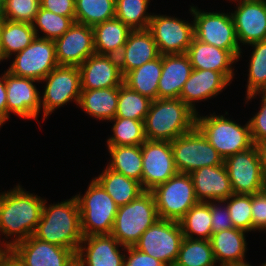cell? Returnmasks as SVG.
Here are the masks:
<instances>
[{
	"mask_svg": "<svg viewBox=\"0 0 266 266\" xmlns=\"http://www.w3.org/2000/svg\"><path fill=\"white\" fill-rule=\"evenodd\" d=\"M44 202L45 199L25 191L20 184L0 193V236L4 235V239L13 237L0 243L10 249L18 242L34 235L41 219Z\"/></svg>",
	"mask_w": 266,
	"mask_h": 266,
	"instance_id": "6da1fadb",
	"label": "cell"
},
{
	"mask_svg": "<svg viewBox=\"0 0 266 266\" xmlns=\"http://www.w3.org/2000/svg\"><path fill=\"white\" fill-rule=\"evenodd\" d=\"M34 236L42 241L69 248L77 253L84 236L81 230L79 206L75 196L70 199L46 204Z\"/></svg>",
	"mask_w": 266,
	"mask_h": 266,
	"instance_id": "7a4b0ae2",
	"label": "cell"
},
{
	"mask_svg": "<svg viewBox=\"0 0 266 266\" xmlns=\"http://www.w3.org/2000/svg\"><path fill=\"white\" fill-rule=\"evenodd\" d=\"M196 126V113L181 99H156L144 121L147 140L173 141Z\"/></svg>",
	"mask_w": 266,
	"mask_h": 266,
	"instance_id": "3957f363",
	"label": "cell"
},
{
	"mask_svg": "<svg viewBox=\"0 0 266 266\" xmlns=\"http://www.w3.org/2000/svg\"><path fill=\"white\" fill-rule=\"evenodd\" d=\"M196 127L217 150L223 160L254 145L249 122L245 125L233 121L224 115L213 114L200 116L196 114Z\"/></svg>",
	"mask_w": 266,
	"mask_h": 266,
	"instance_id": "277c9868",
	"label": "cell"
},
{
	"mask_svg": "<svg viewBox=\"0 0 266 266\" xmlns=\"http://www.w3.org/2000/svg\"><path fill=\"white\" fill-rule=\"evenodd\" d=\"M158 219L154 196L145 190L130 203L118 207L111 235L122 246H134Z\"/></svg>",
	"mask_w": 266,
	"mask_h": 266,
	"instance_id": "5b68a950",
	"label": "cell"
},
{
	"mask_svg": "<svg viewBox=\"0 0 266 266\" xmlns=\"http://www.w3.org/2000/svg\"><path fill=\"white\" fill-rule=\"evenodd\" d=\"M75 198L83 236L111 234L119 206L94 177L84 195Z\"/></svg>",
	"mask_w": 266,
	"mask_h": 266,
	"instance_id": "8992f818",
	"label": "cell"
},
{
	"mask_svg": "<svg viewBox=\"0 0 266 266\" xmlns=\"http://www.w3.org/2000/svg\"><path fill=\"white\" fill-rule=\"evenodd\" d=\"M189 11L194 17V38L229 50L239 61L242 57V49L236 35L234 21L231 13L204 12L197 6H190Z\"/></svg>",
	"mask_w": 266,
	"mask_h": 266,
	"instance_id": "52a82bcc",
	"label": "cell"
},
{
	"mask_svg": "<svg viewBox=\"0 0 266 266\" xmlns=\"http://www.w3.org/2000/svg\"><path fill=\"white\" fill-rule=\"evenodd\" d=\"M159 219L179 221L197 200L190 174L177 173L151 190Z\"/></svg>",
	"mask_w": 266,
	"mask_h": 266,
	"instance_id": "ba28073f",
	"label": "cell"
},
{
	"mask_svg": "<svg viewBox=\"0 0 266 266\" xmlns=\"http://www.w3.org/2000/svg\"><path fill=\"white\" fill-rule=\"evenodd\" d=\"M173 158L179 173L190 174L205 166H218L224 160L195 126L191 131L171 141Z\"/></svg>",
	"mask_w": 266,
	"mask_h": 266,
	"instance_id": "9c48e42d",
	"label": "cell"
},
{
	"mask_svg": "<svg viewBox=\"0 0 266 266\" xmlns=\"http://www.w3.org/2000/svg\"><path fill=\"white\" fill-rule=\"evenodd\" d=\"M40 82H45L40 96L43 121L70 101L77 105L81 94V74L78 66L58 65Z\"/></svg>",
	"mask_w": 266,
	"mask_h": 266,
	"instance_id": "30bf717a",
	"label": "cell"
},
{
	"mask_svg": "<svg viewBox=\"0 0 266 266\" xmlns=\"http://www.w3.org/2000/svg\"><path fill=\"white\" fill-rule=\"evenodd\" d=\"M234 194L252 195L266 188L260 147L253 145L224 159Z\"/></svg>",
	"mask_w": 266,
	"mask_h": 266,
	"instance_id": "8fae6325",
	"label": "cell"
},
{
	"mask_svg": "<svg viewBox=\"0 0 266 266\" xmlns=\"http://www.w3.org/2000/svg\"><path fill=\"white\" fill-rule=\"evenodd\" d=\"M183 238L179 221L158 219L141 235L134 247L167 266H173Z\"/></svg>",
	"mask_w": 266,
	"mask_h": 266,
	"instance_id": "7c38bea8",
	"label": "cell"
},
{
	"mask_svg": "<svg viewBox=\"0 0 266 266\" xmlns=\"http://www.w3.org/2000/svg\"><path fill=\"white\" fill-rule=\"evenodd\" d=\"M57 66L54 40L35 37L29 46L15 54L6 71L40 82Z\"/></svg>",
	"mask_w": 266,
	"mask_h": 266,
	"instance_id": "4fadbf2b",
	"label": "cell"
},
{
	"mask_svg": "<svg viewBox=\"0 0 266 266\" xmlns=\"http://www.w3.org/2000/svg\"><path fill=\"white\" fill-rule=\"evenodd\" d=\"M142 178L141 185L151 191L178 173L170 141L145 140L141 144Z\"/></svg>",
	"mask_w": 266,
	"mask_h": 266,
	"instance_id": "5bb4252c",
	"label": "cell"
},
{
	"mask_svg": "<svg viewBox=\"0 0 266 266\" xmlns=\"http://www.w3.org/2000/svg\"><path fill=\"white\" fill-rule=\"evenodd\" d=\"M175 16L154 15L148 30L152 33L158 52L163 54H185L194 38V22Z\"/></svg>",
	"mask_w": 266,
	"mask_h": 266,
	"instance_id": "9a60e30c",
	"label": "cell"
},
{
	"mask_svg": "<svg viewBox=\"0 0 266 266\" xmlns=\"http://www.w3.org/2000/svg\"><path fill=\"white\" fill-rule=\"evenodd\" d=\"M22 266H74L76 253L65 247L51 244L34 235L9 249Z\"/></svg>",
	"mask_w": 266,
	"mask_h": 266,
	"instance_id": "2e32d148",
	"label": "cell"
},
{
	"mask_svg": "<svg viewBox=\"0 0 266 266\" xmlns=\"http://www.w3.org/2000/svg\"><path fill=\"white\" fill-rule=\"evenodd\" d=\"M7 93V120L14 113L21 119L38 120L41 109L40 92L32 78L17 77L5 71Z\"/></svg>",
	"mask_w": 266,
	"mask_h": 266,
	"instance_id": "e0dca14e",
	"label": "cell"
},
{
	"mask_svg": "<svg viewBox=\"0 0 266 266\" xmlns=\"http://www.w3.org/2000/svg\"><path fill=\"white\" fill-rule=\"evenodd\" d=\"M229 1L237 2L231 15L239 46L266 40V0Z\"/></svg>",
	"mask_w": 266,
	"mask_h": 266,
	"instance_id": "ac0fdd59",
	"label": "cell"
},
{
	"mask_svg": "<svg viewBox=\"0 0 266 266\" xmlns=\"http://www.w3.org/2000/svg\"><path fill=\"white\" fill-rule=\"evenodd\" d=\"M58 65L80 66L95 54L93 27L74 22L59 38L54 40Z\"/></svg>",
	"mask_w": 266,
	"mask_h": 266,
	"instance_id": "d6986e66",
	"label": "cell"
},
{
	"mask_svg": "<svg viewBox=\"0 0 266 266\" xmlns=\"http://www.w3.org/2000/svg\"><path fill=\"white\" fill-rule=\"evenodd\" d=\"M126 247L111 234L84 236L76 253L78 266H124Z\"/></svg>",
	"mask_w": 266,
	"mask_h": 266,
	"instance_id": "ffe728a7",
	"label": "cell"
},
{
	"mask_svg": "<svg viewBox=\"0 0 266 266\" xmlns=\"http://www.w3.org/2000/svg\"><path fill=\"white\" fill-rule=\"evenodd\" d=\"M81 89H103L119 87L123 84L117 56L93 54L80 66Z\"/></svg>",
	"mask_w": 266,
	"mask_h": 266,
	"instance_id": "44dd1931",
	"label": "cell"
},
{
	"mask_svg": "<svg viewBox=\"0 0 266 266\" xmlns=\"http://www.w3.org/2000/svg\"><path fill=\"white\" fill-rule=\"evenodd\" d=\"M190 176L199 202L224 201L234 194L224 162L196 169Z\"/></svg>",
	"mask_w": 266,
	"mask_h": 266,
	"instance_id": "7402d4cb",
	"label": "cell"
},
{
	"mask_svg": "<svg viewBox=\"0 0 266 266\" xmlns=\"http://www.w3.org/2000/svg\"><path fill=\"white\" fill-rule=\"evenodd\" d=\"M230 83L221 72L193 69L182 88L179 99L198 114L196 103L217 96L227 85L230 86Z\"/></svg>",
	"mask_w": 266,
	"mask_h": 266,
	"instance_id": "603a6c76",
	"label": "cell"
},
{
	"mask_svg": "<svg viewBox=\"0 0 266 266\" xmlns=\"http://www.w3.org/2000/svg\"><path fill=\"white\" fill-rule=\"evenodd\" d=\"M186 54L193 69L221 72L232 82L235 75L232 65L238 62V59L229 50H224L193 38Z\"/></svg>",
	"mask_w": 266,
	"mask_h": 266,
	"instance_id": "cb8c5ba5",
	"label": "cell"
},
{
	"mask_svg": "<svg viewBox=\"0 0 266 266\" xmlns=\"http://www.w3.org/2000/svg\"><path fill=\"white\" fill-rule=\"evenodd\" d=\"M152 33L146 30H132L126 44L117 56L123 77L130 71L159 56Z\"/></svg>",
	"mask_w": 266,
	"mask_h": 266,
	"instance_id": "d4e9b609",
	"label": "cell"
},
{
	"mask_svg": "<svg viewBox=\"0 0 266 266\" xmlns=\"http://www.w3.org/2000/svg\"><path fill=\"white\" fill-rule=\"evenodd\" d=\"M192 70L193 67L186 53L163 54L158 99L179 98Z\"/></svg>",
	"mask_w": 266,
	"mask_h": 266,
	"instance_id": "484cf974",
	"label": "cell"
},
{
	"mask_svg": "<svg viewBox=\"0 0 266 266\" xmlns=\"http://www.w3.org/2000/svg\"><path fill=\"white\" fill-rule=\"evenodd\" d=\"M246 233L236 228L212 233L209 241L216 264L219 263V266H224L247 262L245 260L247 251Z\"/></svg>",
	"mask_w": 266,
	"mask_h": 266,
	"instance_id": "4316f807",
	"label": "cell"
},
{
	"mask_svg": "<svg viewBox=\"0 0 266 266\" xmlns=\"http://www.w3.org/2000/svg\"><path fill=\"white\" fill-rule=\"evenodd\" d=\"M132 30L114 17L93 27L96 54L118 56Z\"/></svg>",
	"mask_w": 266,
	"mask_h": 266,
	"instance_id": "83f0119b",
	"label": "cell"
},
{
	"mask_svg": "<svg viewBox=\"0 0 266 266\" xmlns=\"http://www.w3.org/2000/svg\"><path fill=\"white\" fill-rule=\"evenodd\" d=\"M118 103V87L82 90L78 106L89 116L110 121L115 118Z\"/></svg>",
	"mask_w": 266,
	"mask_h": 266,
	"instance_id": "f1b7e54d",
	"label": "cell"
},
{
	"mask_svg": "<svg viewBox=\"0 0 266 266\" xmlns=\"http://www.w3.org/2000/svg\"><path fill=\"white\" fill-rule=\"evenodd\" d=\"M162 73V55L128 72L123 83L150 100L158 99V84Z\"/></svg>",
	"mask_w": 266,
	"mask_h": 266,
	"instance_id": "f546056e",
	"label": "cell"
},
{
	"mask_svg": "<svg viewBox=\"0 0 266 266\" xmlns=\"http://www.w3.org/2000/svg\"><path fill=\"white\" fill-rule=\"evenodd\" d=\"M95 179L112 197L117 206L130 203L145 191L141 183L114 172L107 166Z\"/></svg>",
	"mask_w": 266,
	"mask_h": 266,
	"instance_id": "4dcf8cb0",
	"label": "cell"
},
{
	"mask_svg": "<svg viewBox=\"0 0 266 266\" xmlns=\"http://www.w3.org/2000/svg\"><path fill=\"white\" fill-rule=\"evenodd\" d=\"M35 37L32 24L2 19L0 45L3 58L8 60L12 54L24 50Z\"/></svg>",
	"mask_w": 266,
	"mask_h": 266,
	"instance_id": "1f68e13d",
	"label": "cell"
},
{
	"mask_svg": "<svg viewBox=\"0 0 266 266\" xmlns=\"http://www.w3.org/2000/svg\"><path fill=\"white\" fill-rule=\"evenodd\" d=\"M111 157L107 167L114 172L141 183L142 152L141 145L107 146Z\"/></svg>",
	"mask_w": 266,
	"mask_h": 266,
	"instance_id": "d6a6232c",
	"label": "cell"
},
{
	"mask_svg": "<svg viewBox=\"0 0 266 266\" xmlns=\"http://www.w3.org/2000/svg\"><path fill=\"white\" fill-rule=\"evenodd\" d=\"M179 224L183 237L210 240L213 233L211 201L198 202L179 220Z\"/></svg>",
	"mask_w": 266,
	"mask_h": 266,
	"instance_id": "836d02e7",
	"label": "cell"
},
{
	"mask_svg": "<svg viewBox=\"0 0 266 266\" xmlns=\"http://www.w3.org/2000/svg\"><path fill=\"white\" fill-rule=\"evenodd\" d=\"M173 266H219V264L215 262L209 240L184 237Z\"/></svg>",
	"mask_w": 266,
	"mask_h": 266,
	"instance_id": "e575fe53",
	"label": "cell"
},
{
	"mask_svg": "<svg viewBox=\"0 0 266 266\" xmlns=\"http://www.w3.org/2000/svg\"><path fill=\"white\" fill-rule=\"evenodd\" d=\"M116 0H75V22L94 27L115 17Z\"/></svg>",
	"mask_w": 266,
	"mask_h": 266,
	"instance_id": "d590c367",
	"label": "cell"
},
{
	"mask_svg": "<svg viewBox=\"0 0 266 266\" xmlns=\"http://www.w3.org/2000/svg\"><path fill=\"white\" fill-rule=\"evenodd\" d=\"M150 2V0H116L115 17L131 30H146L153 14L147 12Z\"/></svg>",
	"mask_w": 266,
	"mask_h": 266,
	"instance_id": "8d00e7d4",
	"label": "cell"
},
{
	"mask_svg": "<svg viewBox=\"0 0 266 266\" xmlns=\"http://www.w3.org/2000/svg\"><path fill=\"white\" fill-rule=\"evenodd\" d=\"M112 136L107 139V146H136L141 145L145 140L144 121L130 118L115 117Z\"/></svg>",
	"mask_w": 266,
	"mask_h": 266,
	"instance_id": "74e56055",
	"label": "cell"
},
{
	"mask_svg": "<svg viewBox=\"0 0 266 266\" xmlns=\"http://www.w3.org/2000/svg\"><path fill=\"white\" fill-rule=\"evenodd\" d=\"M152 100L130 89L124 83L118 87V103L115 117L145 121Z\"/></svg>",
	"mask_w": 266,
	"mask_h": 266,
	"instance_id": "f35d334b",
	"label": "cell"
},
{
	"mask_svg": "<svg viewBox=\"0 0 266 266\" xmlns=\"http://www.w3.org/2000/svg\"><path fill=\"white\" fill-rule=\"evenodd\" d=\"M253 51L249 60L246 96L266 90V40L249 44Z\"/></svg>",
	"mask_w": 266,
	"mask_h": 266,
	"instance_id": "ab89813d",
	"label": "cell"
},
{
	"mask_svg": "<svg viewBox=\"0 0 266 266\" xmlns=\"http://www.w3.org/2000/svg\"><path fill=\"white\" fill-rule=\"evenodd\" d=\"M73 23L74 21L70 17L55 14L40 7L32 22V27L36 37L55 40L61 37ZM40 32H43V35L40 36Z\"/></svg>",
	"mask_w": 266,
	"mask_h": 266,
	"instance_id": "60d3db41",
	"label": "cell"
},
{
	"mask_svg": "<svg viewBox=\"0 0 266 266\" xmlns=\"http://www.w3.org/2000/svg\"><path fill=\"white\" fill-rule=\"evenodd\" d=\"M222 202L227 206L234 228L245 232L253 231L251 195L232 194Z\"/></svg>",
	"mask_w": 266,
	"mask_h": 266,
	"instance_id": "b9f144b4",
	"label": "cell"
},
{
	"mask_svg": "<svg viewBox=\"0 0 266 266\" xmlns=\"http://www.w3.org/2000/svg\"><path fill=\"white\" fill-rule=\"evenodd\" d=\"M40 7V0H4L3 19L32 24Z\"/></svg>",
	"mask_w": 266,
	"mask_h": 266,
	"instance_id": "7bdbcfd3",
	"label": "cell"
},
{
	"mask_svg": "<svg viewBox=\"0 0 266 266\" xmlns=\"http://www.w3.org/2000/svg\"><path fill=\"white\" fill-rule=\"evenodd\" d=\"M262 98L260 104V110L251 117L249 122L251 138L255 145L261 146L266 144V94L264 92H258L251 95L246 96V103L252 98H256V96ZM255 96V97H254Z\"/></svg>",
	"mask_w": 266,
	"mask_h": 266,
	"instance_id": "ee69618b",
	"label": "cell"
},
{
	"mask_svg": "<svg viewBox=\"0 0 266 266\" xmlns=\"http://www.w3.org/2000/svg\"><path fill=\"white\" fill-rule=\"evenodd\" d=\"M253 231H266V188L251 195Z\"/></svg>",
	"mask_w": 266,
	"mask_h": 266,
	"instance_id": "f6af8a7d",
	"label": "cell"
},
{
	"mask_svg": "<svg viewBox=\"0 0 266 266\" xmlns=\"http://www.w3.org/2000/svg\"><path fill=\"white\" fill-rule=\"evenodd\" d=\"M211 219L213 233L234 228L227 206L222 201H211Z\"/></svg>",
	"mask_w": 266,
	"mask_h": 266,
	"instance_id": "bcb514c9",
	"label": "cell"
},
{
	"mask_svg": "<svg viewBox=\"0 0 266 266\" xmlns=\"http://www.w3.org/2000/svg\"><path fill=\"white\" fill-rule=\"evenodd\" d=\"M128 255H124V266H164L160 260L141 252L134 246L126 247Z\"/></svg>",
	"mask_w": 266,
	"mask_h": 266,
	"instance_id": "7dc6e473",
	"label": "cell"
},
{
	"mask_svg": "<svg viewBox=\"0 0 266 266\" xmlns=\"http://www.w3.org/2000/svg\"><path fill=\"white\" fill-rule=\"evenodd\" d=\"M41 8L70 17L75 22V0H40Z\"/></svg>",
	"mask_w": 266,
	"mask_h": 266,
	"instance_id": "c3c4849f",
	"label": "cell"
},
{
	"mask_svg": "<svg viewBox=\"0 0 266 266\" xmlns=\"http://www.w3.org/2000/svg\"><path fill=\"white\" fill-rule=\"evenodd\" d=\"M7 121V93L5 82V71L0 76V128Z\"/></svg>",
	"mask_w": 266,
	"mask_h": 266,
	"instance_id": "681fc988",
	"label": "cell"
},
{
	"mask_svg": "<svg viewBox=\"0 0 266 266\" xmlns=\"http://www.w3.org/2000/svg\"><path fill=\"white\" fill-rule=\"evenodd\" d=\"M0 266H22L17 259L12 256L9 252L7 255L2 259Z\"/></svg>",
	"mask_w": 266,
	"mask_h": 266,
	"instance_id": "f907efd6",
	"label": "cell"
},
{
	"mask_svg": "<svg viewBox=\"0 0 266 266\" xmlns=\"http://www.w3.org/2000/svg\"><path fill=\"white\" fill-rule=\"evenodd\" d=\"M260 147V151L262 154V160H263V175L266 181V144H263Z\"/></svg>",
	"mask_w": 266,
	"mask_h": 266,
	"instance_id": "816d5d0a",
	"label": "cell"
},
{
	"mask_svg": "<svg viewBox=\"0 0 266 266\" xmlns=\"http://www.w3.org/2000/svg\"><path fill=\"white\" fill-rule=\"evenodd\" d=\"M0 242H1V240H0ZM8 252H9V249L0 243V263H1L2 259L7 255Z\"/></svg>",
	"mask_w": 266,
	"mask_h": 266,
	"instance_id": "f5cc1de1",
	"label": "cell"
},
{
	"mask_svg": "<svg viewBox=\"0 0 266 266\" xmlns=\"http://www.w3.org/2000/svg\"><path fill=\"white\" fill-rule=\"evenodd\" d=\"M4 14V0H0V19H3Z\"/></svg>",
	"mask_w": 266,
	"mask_h": 266,
	"instance_id": "db71d44e",
	"label": "cell"
},
{
	"mask_svg": "<svg viewBox=\"0 0 266 266\" xmlns=\"http://www.w3.org/2000/svg\"><path fill=\"white\" fill-rule=\"evenodd\" d=\"M224 266H252V265H250L248 262H246V263H242V264H227Z\"/></svg>",
	"mask_w": 266,
	"mask_h": 266,
	"instance_id": "11a10c76",
	"label": "cell"
},
{
	"mask_svg": "<svg viewBox=\"0 0 266 266\" xmlns=\"http://www.w3.org/2000/svg\"><path fill=\"white\" fill-rule=\"evenodd\" d=\"M1 23H2V19H0V28H1ZM5 59L3 58L2 55V50H1V45H0V62L4 61Z\"/></svg>",
	"mask_w": 266,
	"mask_h": 266,
	"instance_id": "9f6ffc18",
	"label": "cell"
}]
</instances>
